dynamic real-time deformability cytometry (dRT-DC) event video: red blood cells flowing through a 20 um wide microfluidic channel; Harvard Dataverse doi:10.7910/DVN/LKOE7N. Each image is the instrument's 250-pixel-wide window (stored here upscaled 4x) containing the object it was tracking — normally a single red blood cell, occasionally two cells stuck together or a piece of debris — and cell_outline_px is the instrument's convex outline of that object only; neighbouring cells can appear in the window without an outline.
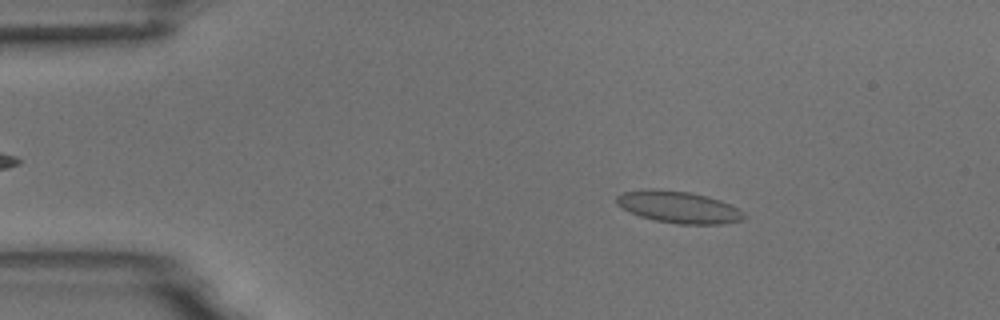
{"species": "common noctule bat (a hibernating species)", "species_latin": "Nyctalus noctula", "temperature_condition": "room temperature", "stored_images_in_passage": 3, "camera_frame_rate_fps": 3000, "um_per_image_px": 0.085, "animal": {"sex": "male", "body_mass_g": 18.8}, "frame": {"image": 1, "passage_image": 2, "time_ms": 0.333, "image_size_px": [1000, 320], "cell_outline_px": [[748, 216], [744, 220], [720, 224], [676, 224], [656, 220], [640, 216], [616, 204], [616, 196], [620, 192], [648, 188], [688, 192], [720, 200], [744, 212]], "centroid_in_image_um": [57.67, 17.6], "position_along_channel_um": 27.3, "area_um2": 23.52}}